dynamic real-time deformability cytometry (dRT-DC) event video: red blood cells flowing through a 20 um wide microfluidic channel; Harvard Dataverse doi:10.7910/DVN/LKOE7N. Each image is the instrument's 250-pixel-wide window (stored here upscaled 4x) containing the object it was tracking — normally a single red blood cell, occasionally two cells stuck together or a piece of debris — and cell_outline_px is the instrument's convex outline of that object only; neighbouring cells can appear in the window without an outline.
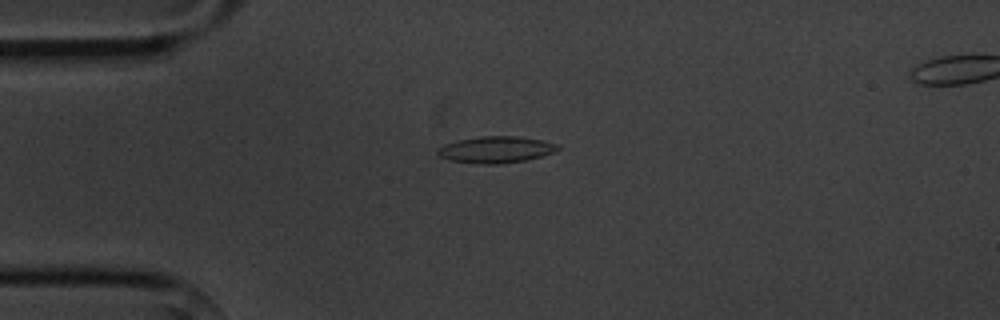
{"species": "common noctule bat (a hibernating species)", "species_latin": "Nyctalus noctula", "temperature_condition": "cold", "stored_images_in_passage": 5, "camera_frame_rate_fps": 3000, "um_per_image_px": 0.085, "animal": {"sex": "male", "body_mass_g": 20.1, "forearm_length_mm": 53.5}, "frame": {"image": 1, "passage_image": 3, "time_ms": 3.333, "image_size_px": [1000, 320], "cell_outline_px": [[560, 148], [552, 152], [540, 156], [524, 160], [496, 164], [480, 164], [452, 160], [440, 156], [436, 152], [444, 144], [460, 140], [480, 136], [516, 136], [540, 140], [556, 144]], "centroid_in_image_um": [42.13, 12.71], "position_along_channel_um": 42.9, "area_um2": 18.09}}
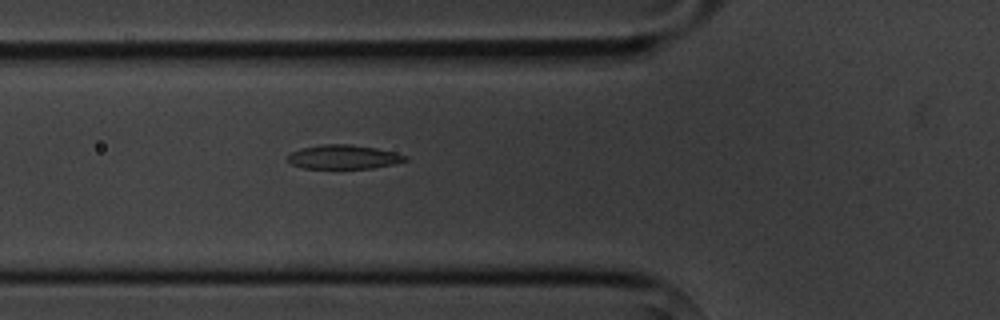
{"frame": {"image": 2, "passage_image": 5, "time_ms": 5.333, "image_size_px": [1000, 320], "cell_outline_px": [[408, 160], [396, 164], [372, 168], [304, 168], [292, 164], [288, 160], [288, 156], [292, 152], [300, 148], [324, 144], [352, 144], [376, 148], [408, 156]], "centroid_in_image_um": [29.23, 13.34], "position_along_channel_um": 96.6, "area_um2": 16.42}}